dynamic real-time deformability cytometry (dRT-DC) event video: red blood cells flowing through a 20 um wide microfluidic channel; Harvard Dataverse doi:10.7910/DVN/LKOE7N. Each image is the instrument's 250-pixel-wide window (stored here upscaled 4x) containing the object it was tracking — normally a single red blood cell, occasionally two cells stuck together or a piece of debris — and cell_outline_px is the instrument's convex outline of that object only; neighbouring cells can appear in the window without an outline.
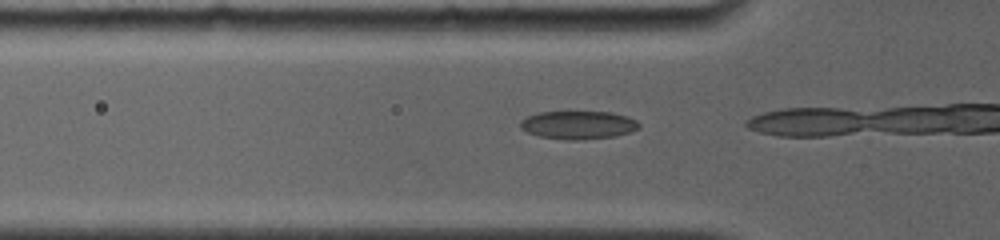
{"species": "common noctule bat (a hibernating species)", "species_latin": "Nyctalus noctula", "temperature_condition": "room temperature", "stored_images_in_passage": 4, "camera_frame_rate_fps": 4000, "um_per_image_px": 0.085, "animal": {"sex": "female", "body_mass_g": 19.0, "forearm_length_mm": 56.7}, "frame": {"image": 1, "passage_image": 2, "time_ms": 0.25, "image_size_px": [1000, 240], "cell_outline_px": [[640, 128], [616, 136], [576, 140], [564, 140], [540, 136], [528, 132], [520, 128], [520, 120], [528, 116], [540, 112], [612, 112], [628, 116], [636, 120], [640, 124]], "centroid_in_image_um": [49.16, 10.62], "position_along_channel_um": 76.6, "area_um2": 19.48}}